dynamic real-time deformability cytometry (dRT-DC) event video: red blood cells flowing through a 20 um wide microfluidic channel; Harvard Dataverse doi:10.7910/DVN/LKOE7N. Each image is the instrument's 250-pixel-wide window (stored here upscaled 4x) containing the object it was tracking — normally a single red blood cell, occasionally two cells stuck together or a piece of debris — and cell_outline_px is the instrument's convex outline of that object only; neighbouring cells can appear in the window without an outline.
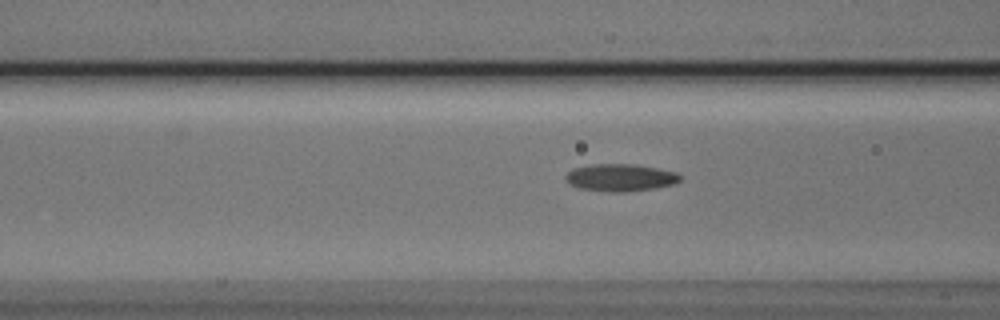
{"species": "Egyptian fruit bat (a non-hibernating species)", "species_latin": "Rousettus aegyptiacus", "temperature_condition": "cold", "stored_images_in_passage": 41, "camera_frame_rate_fps": 3000, "um_per_image_px": 0.085, "animal": {"sex": "male"}, "frame": {"image": 1, "passage_image": 12, "time_ms": 3.667, "image_size_px": [1000, 320], "cell_outline_px": [[680, 180], [676, 184], [656, 188], [628, 192], [612, 192], [580, 188], [572, 184], [564, 176], [572, 168], [592, 164], [636, 164], [676, 172], [680, 176]], "centroid_in_image_um": [52.77, 15.09], "position_along_channel_um": 113.8, "area_um2": 18.21}}
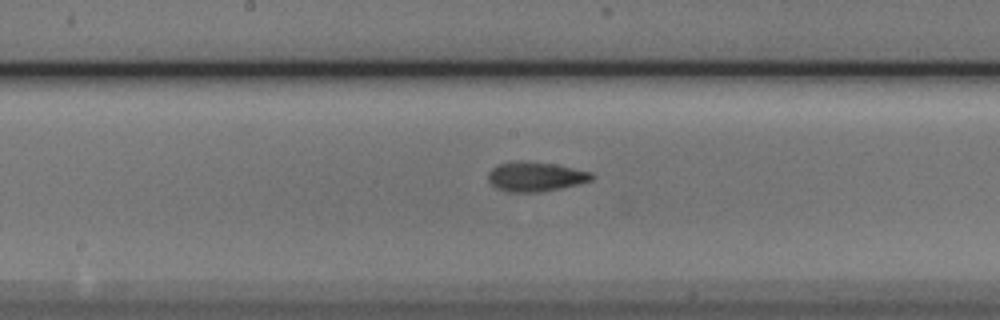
{"frame": {"image": 2, "passage_image": 19, "time_ms": 6.0, "image_size_px": [1000, 320], "cell_outline_px": [[596, 176], [592, 180], [560, 188], [540, 192], [508, 192], [496, 188], [488, 180], [488, 172], [496, 164], [520, 160], [524, 160], [556, 164], [592, 172]], "centroid_in_image_um": [45.5, 15.0], "position_along_channel_um": 202.7, "area_um2": 18.03}}
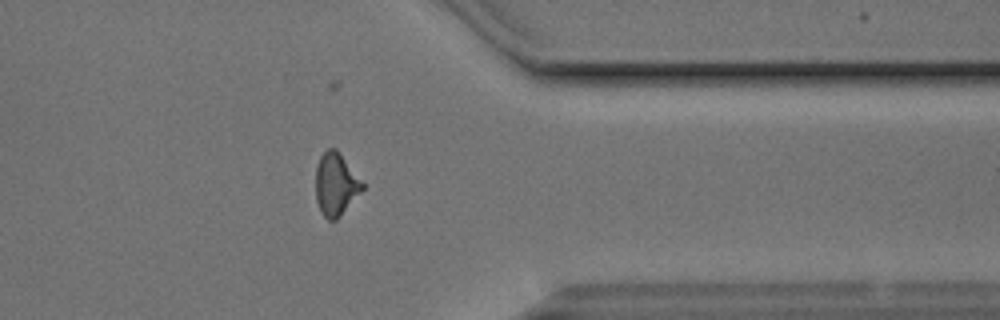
{"frame": {"image": 3, "passage_image": 34, "time_ms": 11.0, "image_size_px": [1000, 320], "cell_outline_px": [[364, 188], [340, 216], [336, 220], [328, 220], [324, 216], [316, 200], [316, 168], [320, 156], [328, 148], [336, 148], [340, 152], [364, 184]], "centroid_in_image_um": [28.54, 15.65], "position_along_channel_um": 382.9, "area_um2": 16.88}}